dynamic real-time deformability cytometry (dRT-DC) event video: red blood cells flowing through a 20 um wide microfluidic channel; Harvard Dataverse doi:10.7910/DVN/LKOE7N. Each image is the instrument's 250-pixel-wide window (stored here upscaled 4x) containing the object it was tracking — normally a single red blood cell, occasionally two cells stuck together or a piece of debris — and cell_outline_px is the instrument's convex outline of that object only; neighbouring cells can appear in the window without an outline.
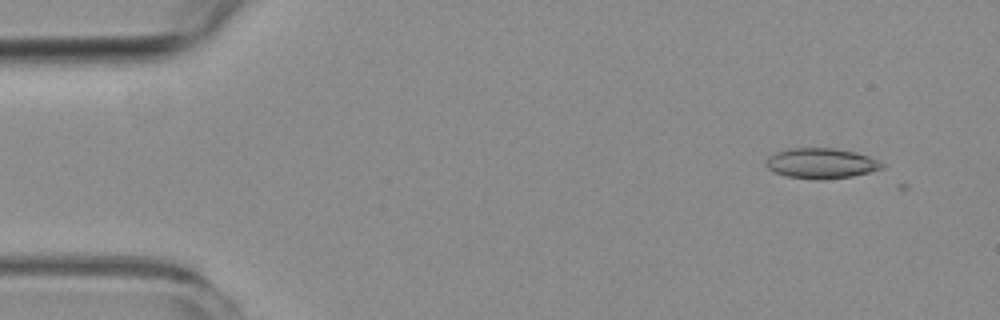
{"species": "common noctule bat (a hibernating species)", "species_latin": "Nyctalus noctula", "temperature_condition": "room temperature", "stored_images_in_passage": 5, "camera_frame_rate_fps": 3000, "um_per_image_px": 0.085, "animal": {"sex": "female", "body_mass_g": 19.3, "forearm_length_mm": 54.1}, "frame": {"image": 1, "passage_image": 2, "time_ms": 1.0, "image_size_px": [1000, 320], "cell_outline_px": [[888, 164], [884, 168], [852, 176], [824, 180], [816, 180], [788, 176], [776, 172], [768, 168], [764, 164], [764, 160], [768, 156], [776, 152], [788, 148], [832, 148], [856, 152], [868, 156]], "centroid_in_image_um": [69.81, 13.88], "position_along_channel_um": 15.2, "area_um2": 20.69}}
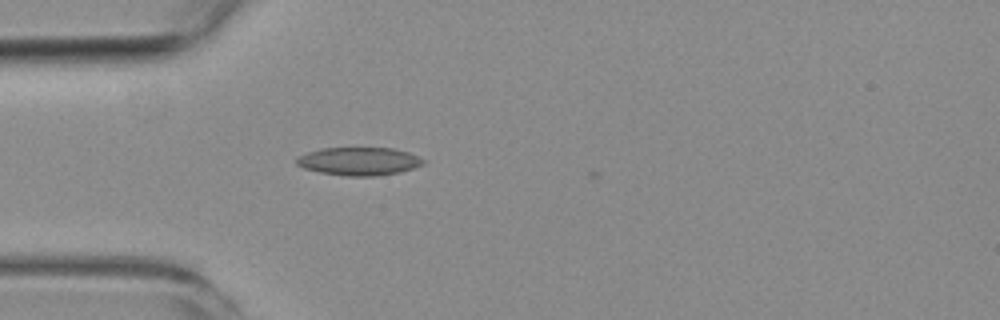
{"frame": {"image": 2, "passage_image": 5, "time_ms": 4.667, "image_size_px": [1000, 320], "cell_outline_px": [[424, 164], [400, 172], [376, 176], [348, 176], [320, 172], [304, 168], [296, 164], [296, 156], [320, 148], [392, 148], [408, 152], [424, 160]], "centroid_in_image_um": [30.48, 13.7], "position_along_channel_um": 54.5, "area_um2": 20.63}}